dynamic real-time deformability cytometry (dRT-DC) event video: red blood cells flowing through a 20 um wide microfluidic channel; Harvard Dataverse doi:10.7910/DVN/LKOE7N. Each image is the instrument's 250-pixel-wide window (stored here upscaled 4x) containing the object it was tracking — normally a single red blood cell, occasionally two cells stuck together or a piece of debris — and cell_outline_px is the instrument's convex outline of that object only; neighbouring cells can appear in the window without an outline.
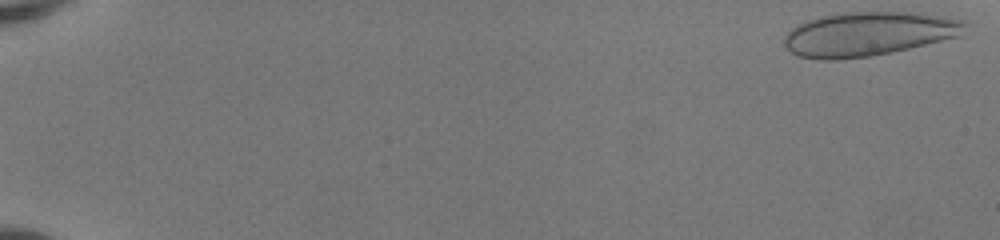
{"species": "human", "species_latin": "Homo sapiens", "temperature_condition": "room temperature", "stored_images_in_passage": 49, "camera_frame_rate_fps": 3000, "um_per_image_px": 0.085, "donor": {"sex": "female"}, "frame": {"image": 1, "passage_image": 1, "time_ms": 0.0, "image_size_px": [1000, 240], "cell_outline_px": [[964, 24], [960, 36], [908, 48], [868, 56], [836, 60], [820, 60], [796, 56], [784, 44], [784, 36], [792, 28], [808, 20], [824, 16], [844, 12], [920, 12], [960, 20]], "centroid_in_image_um": [73.76, 2.88], "position_along_channel_um": 11.2, "area_um2": 45.84}}
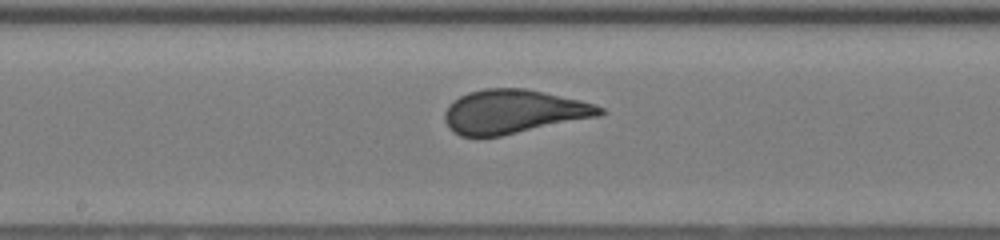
{"frame": {"image": 2, "passage_image": 29, "time_ms": 9.333, "image_size_px": [1000, 240], "cell_outline_px": [[608, 112], [600, 116], [500, 136], [460, 136], [452, 132], [448, 128], [444, 120], [444, 112], [448, 104], [452, 100], [468, 92], [484, 88], [524, 88], [580, 100], [596, 104], [604, 108]], "centroid_in_image_um": [43.63, 9.49], "position_along_channel_um": 204.6, "area_um2": 39.88}}
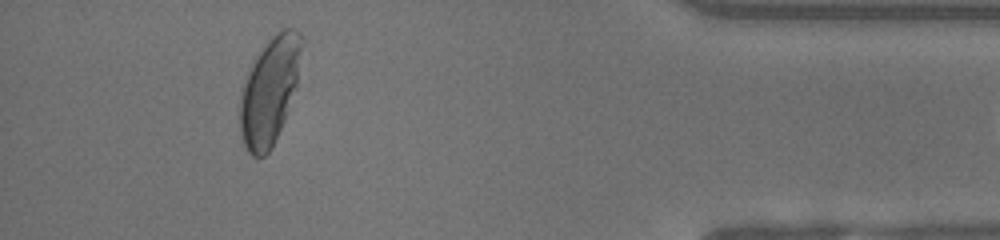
{"frame": {"image": 3, "passage_image": 47, "time_ms": 15.333, "image_size_px": [1000, 240], "cell_outline_px": [[304, 40], [296, 88], [284, 120], [272, 148], [264, 156], [252, 156], [244, 148], [240, 132], [240, 100], [244, 84], [252, 64], [268, 40], [276, 32], [284, 28], [292, 28], [300, 32]], "centroid_in_image_um": [22.94, 7.72], "position_along_channel_um": 412.3, "area_um2": 38.32}}